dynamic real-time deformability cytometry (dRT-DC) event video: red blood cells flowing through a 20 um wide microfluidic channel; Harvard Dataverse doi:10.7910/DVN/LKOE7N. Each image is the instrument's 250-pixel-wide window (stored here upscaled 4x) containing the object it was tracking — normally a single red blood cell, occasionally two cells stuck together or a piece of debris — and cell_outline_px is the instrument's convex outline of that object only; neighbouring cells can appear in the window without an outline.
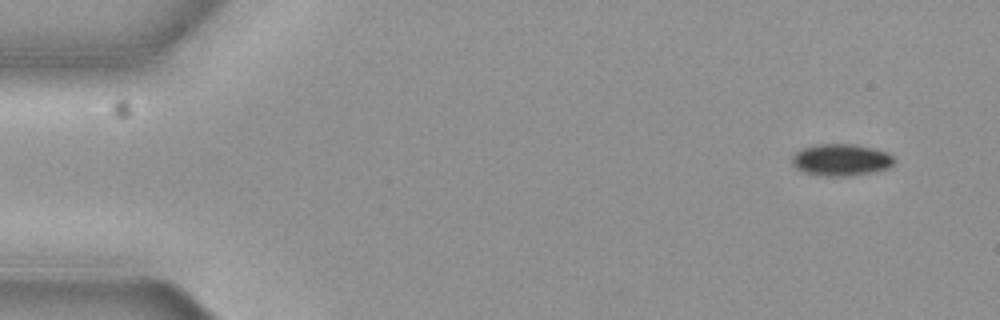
{"species": "common noctule bat (a hibernating species)", "species_latin": "Nyctalus noctula", "temperature_condition": "cold", "stored_images_in_passage": 4, "camera_frame_rate_fps": 3000, "um_per_image_px": 0.085, "animal": {"sex": "female", "body_mass_g": 19.3, "forearm_length_mm": 54.1}, "frame": {"image": 1, "passage_image": 1, "time_ms": 0.0, "image_size_px": [1000, 320], "cell_outline_px": [[896, 160], [888, 168], [872, 172], [852, 176], [820, 176], [804, 172], [796, 168], [792, 164], [792, 156], [796, 152], [804, 148], [820, 144], [852, 144], [872, 148], [884, 152], [892, 156]], "centroid_in_image_um": [71.47, 13.6], "position_along_channel_um": 13.5, "area_um2": 18.84}}
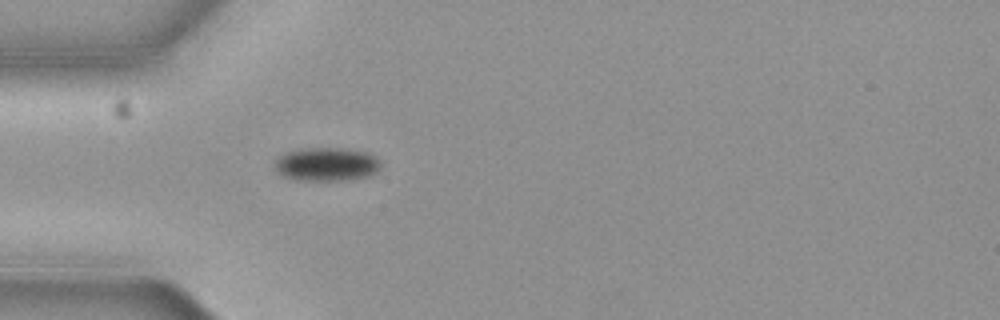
{"frame": {"image": 2, "passage_image": 4, "time_ms": 1.0, "image_size_px": [1000, 320], "cell_outline_px": [[380, 168], [376, 172], [368, 176], [348, 180], [292, 180], [280, 176], [276, 168], [276, 160], [280, 156], [288, 152], [300, 148], [340, 148], [368, 152], [376, 156], [380, 160]], "centroid_in_image_um": [27.77, 13.97], "position_along_channel_um": 57.2, "area_um2": 20.87}}